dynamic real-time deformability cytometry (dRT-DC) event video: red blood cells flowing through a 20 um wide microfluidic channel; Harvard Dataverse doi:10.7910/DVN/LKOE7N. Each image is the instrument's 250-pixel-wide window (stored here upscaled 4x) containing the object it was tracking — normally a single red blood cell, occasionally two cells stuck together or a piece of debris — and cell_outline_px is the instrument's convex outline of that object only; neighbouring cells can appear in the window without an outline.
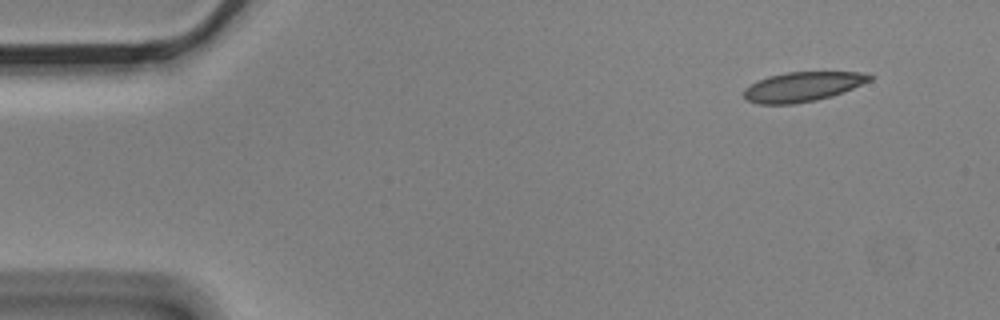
{"species": "Egyptian fruit bat (a non-hibernating species)", "species_latin": "Rousettus aegyptiacus", "temperature_condition": "cold", "stored_images_in_passage": 4, "camera_frame_rate_fps": 3000, "um_per_image_px": 0.085, "animal": {"sex": "male"}, "frame": {"image": 1, "passage_image": 1, "time_ms": 0.0, "image_size_px": [1000, 320], "cell_outline_px": [[876, 76], [872, 80], [832, 96], [816, 100], [796, 104], [756, 104], [748, 100], [744, 96], [744, 88], [768, 76], [788, 72], [864, 72]], "centroid_in_image_um": [68.25, 7.37], "position_along_channel_um": 16.7, "area_um2": 21.68}}
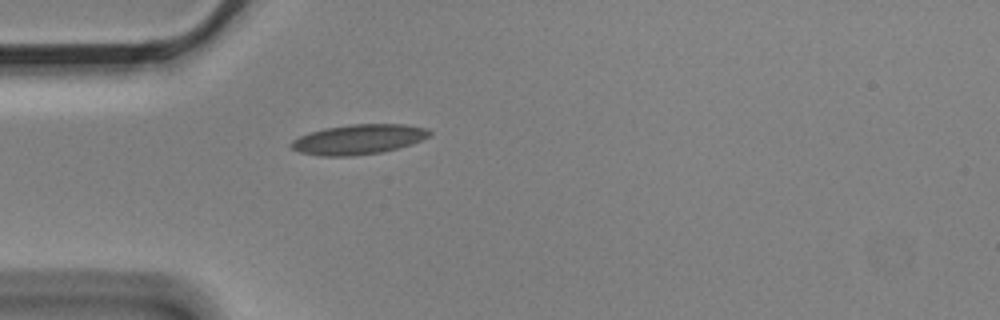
{"frame": {"image": 2, "passage_image": 4, "time_ms": 1.0, "image_size_px": [1000, 320], "cell_outline_px": [[432, 132], [428, 136], [412, 144], [380, 152], [352, 156], [320, 156], [300, 152], [292, 148], [288, 144], [292, 140], [300, 136], [324, 128], [352, 124], [404, 124], [428, 128]], "centroid_in_image_um": [30.46, 11.84], "position_along_channel_um": 54.5, "area_um2": 23.99}}